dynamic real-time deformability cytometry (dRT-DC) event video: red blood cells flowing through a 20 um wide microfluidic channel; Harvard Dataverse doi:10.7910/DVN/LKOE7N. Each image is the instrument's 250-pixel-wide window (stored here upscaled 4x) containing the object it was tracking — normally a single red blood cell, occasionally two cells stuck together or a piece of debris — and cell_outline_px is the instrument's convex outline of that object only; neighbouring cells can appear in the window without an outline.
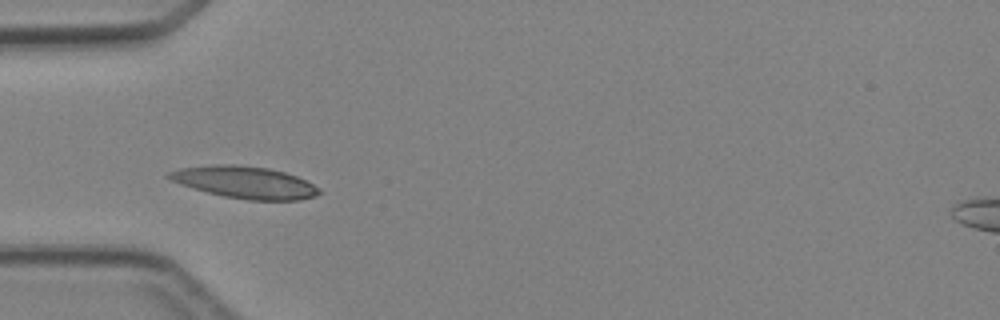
{"species": "Egyptian fruit bat (a non-hibernating species)", "species_latin": "Rousettus aegyptiacus", "temperature_condition": "cold", "stored_images_in_passage": 6, "camera_frame_rate_fps": 3000, "um_per_image_px": 0.085, "animal": {"sex": "female"}, "frame": {"image": 1, "passage_image": 6, "time_ms": 6.0, "image_size_px": [1000, 320], "cell_outline_px": [[320, 192], [316, 196], [300, 200], [248, 200], [224, 196], [192, 188], [180, 184], [164, 176], [168, 172], [180, 168], [212, 164], [236, 164], [268, 168], [284, 172], [296, 176], [320, 188]], "centroid_in_image_um": [20.79, 15.49], "position_along_channel_um": 64.2, "area_um2": 28.03}}